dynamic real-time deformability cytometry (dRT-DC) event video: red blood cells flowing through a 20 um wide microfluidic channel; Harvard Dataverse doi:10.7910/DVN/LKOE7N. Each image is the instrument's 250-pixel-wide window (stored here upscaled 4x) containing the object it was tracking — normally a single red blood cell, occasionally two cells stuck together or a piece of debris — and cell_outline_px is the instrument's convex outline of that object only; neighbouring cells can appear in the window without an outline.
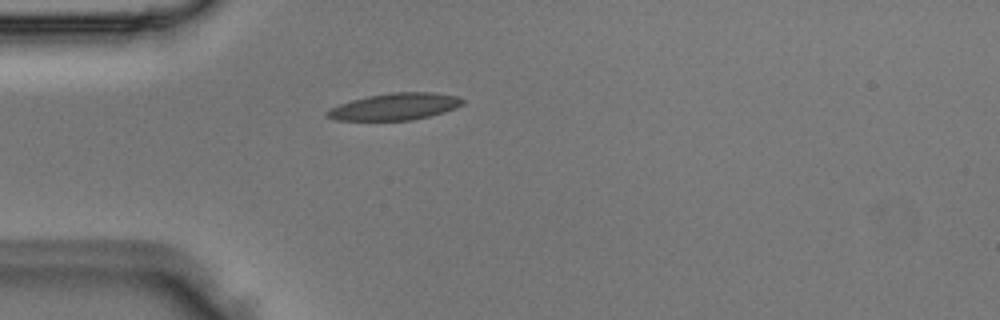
{"species": "Egyptian fruit bat (a non-hibernating species)", "species_latin": "Rousettus aegyptiacus", "temperature_condition": "room temperature", "stored_images_in_passage": 4, "camera_frame_rate_fps": 3000, "um_per_image_px": 0.085, "animal": {"sex": "male"}, "frame": {"image": 1, "passage_image": 4, "time_ms": 1.0, "image_size_px": [1000, 320], "cell_outline_px": [[464, 104], [456, 108], [444, 112], [412, 120], [336, 120], [324, 116], [324, 112], [328, 108], [352, 100], [368, 96], [392, 92], [432, 92], [456, 96], [464, 100]], "centroid_in_image_um": [33.54, 9.06], "position_along_channel_um": 51.5, "area_um2": 21.21}}